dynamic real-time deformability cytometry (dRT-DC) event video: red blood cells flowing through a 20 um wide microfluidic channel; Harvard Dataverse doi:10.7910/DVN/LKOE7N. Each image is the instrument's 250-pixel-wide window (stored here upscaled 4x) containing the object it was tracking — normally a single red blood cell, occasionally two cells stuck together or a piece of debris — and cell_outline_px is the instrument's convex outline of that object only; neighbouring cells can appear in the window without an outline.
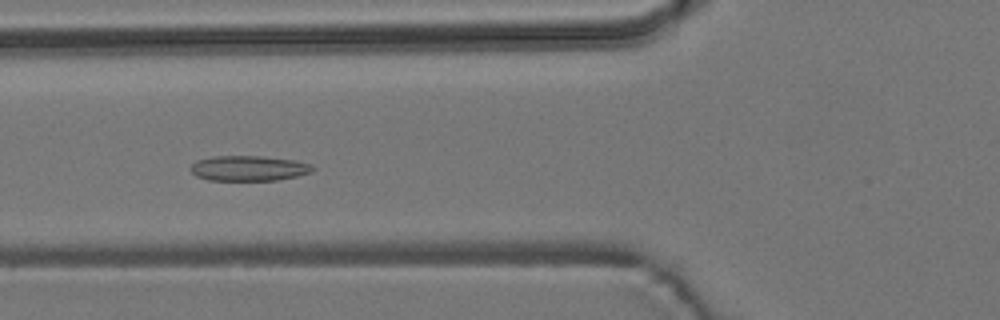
{"species": "common noctule bat (a hibernating species)", "species_latin": "Nyctalus noctula", "temperature_condition": "room temperature", "stored_images_in_passage": 43, "segment_of_instrument_passage": [1, 2], "camera_frame_rate_fps": 3000, "um_per_image_px": 0.085, "animal": {"sex": "male", "body_mass_g": 19.2, "forearm_length_mm": 51.8}, "frame": {"image": 1, "passage_image": 8, "time_ms": 2.333, "image_size_px": [1000, 320], "cell_outline_px": [[316, 168], [312, 172], [296, 176], [276, 180], [208, 180], [196, 176], [192, 172], [192, 164], [196, 160], [212, 156], [264, 156], [296, 160], [312, 164]], "centroid_in_image_um": [21.18, 14.29], "position_along_channel_um": 104.6, "area_um2": 18.03}}
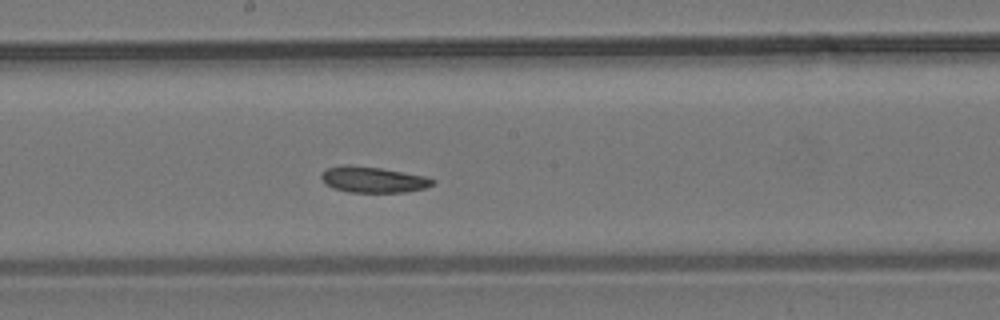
{"frame": {"image": 2, "passage_image": 17, "time_ms": 5.333, "image_size_px": [1000, 320], "cell_outline_px": [[436, 180], [432, 184], [424, 188], [404, 192], [348, 192], [332, 188], [324, 184], [320, 176], [320, 172], [328, 168], [344, 164], [352, 164], [380, 168], [424, 176]], "centroid_in_image_um": [31.62, 15.26], "position_along_channel_um": 216.6, "area_um2": 16.88}}
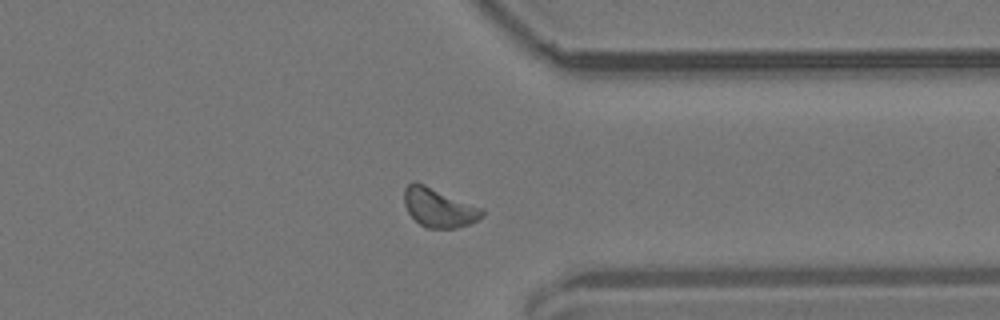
{"frame": {"image": 3, "passage_image": 30, "time_ms": 9.667, "image_size_px": [1000, 320], "cell_outline_px": [[484, 216], [468, 224], [456, 228], [428, 228], [420, 224], [408, 212], [404, 204], [404, 188], [412, 180], [416, 180], [484, 208]], "centroid_in_image_um": [37.3, 17.61], "position_along_channel_um": 374.1, "area_um2": 17.98}}